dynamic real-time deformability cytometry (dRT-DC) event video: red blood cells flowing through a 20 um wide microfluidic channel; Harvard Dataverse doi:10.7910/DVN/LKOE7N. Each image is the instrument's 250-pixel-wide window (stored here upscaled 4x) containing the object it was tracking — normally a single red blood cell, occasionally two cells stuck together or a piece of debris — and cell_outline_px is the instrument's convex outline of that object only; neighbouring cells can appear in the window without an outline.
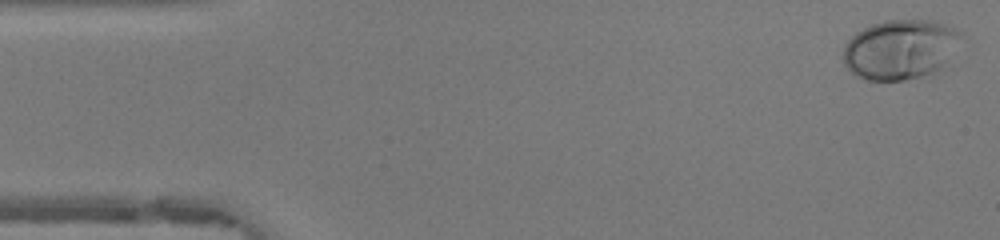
{"species": "human", "species_latin": "Homo sapiens", "temperature_condition": "warm", "stored_images_in_passage": 48, "camera_frame_rate_fps": 3000, "um_per_image_px": 0.085, "donor": {"sex": "female"}, "frame": {"image": 1, "passage_image": 1, "time_ms": 0.0, "image_size_px": [1000, 240], "cell_outline_px": [[964, 32], [940, 68], [932, 72], [920, 76], [904, 80], [868, 80], [856, 76], [844, 64], [844, 48], [848, 40], [856, 32], [872, 24], [884, 20], [932, 20], [944, 24]], "centroid_in_image_um": [76.47, 4.18], "position_along_channel_um": 8.5, "area_um2": 40.4}}
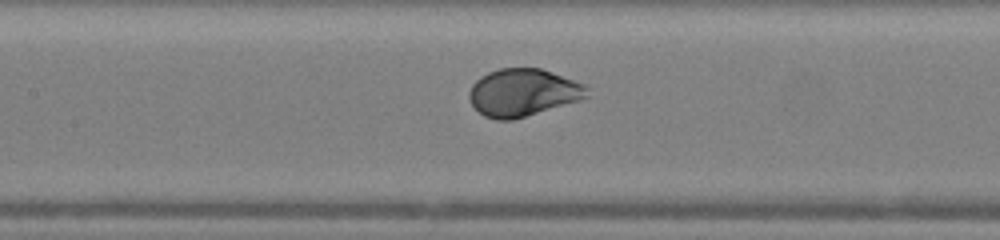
{"frame": {"image": 2, "passage_image": 21, "time_ms": 6.667, "image_size_px": [1000, 240], "cell_outline_px": [[588, 96], [580, 100], [512, 120], [496, 120], [484, 116], [472, 104], [468, 96], [468, 92], [472, 84], [480, 76], [488, 72], [500, 68], [540, 68], [584, 84], [588, 88]], "centroid_in_image_um": [44.42, 7.86], "position_along_channel_um": 163.0, "area_um2": 32.43}}
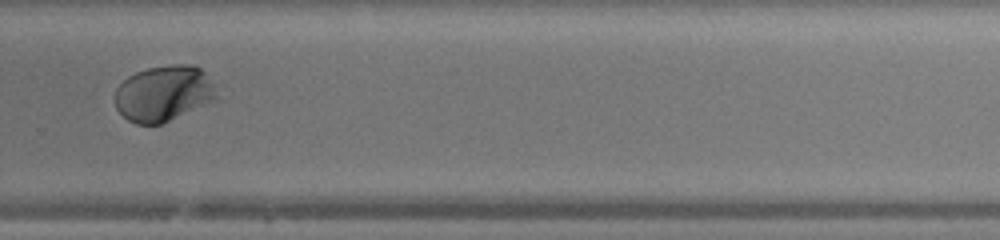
{"frame": {"image": 3, "passage_image": 32, "time_ms": 10.333, "image_size_px": [1000, 240], "cell_outline_px": [[216, 100], [160, 124], [136, 124], [128, 120], [116, 108], [116, 88], [128, 76], [136, 72], [148, 68], [172, 64], [192, 64], [200, 68], [204, 72], [212, 84], [216, 96]], "centroid_in_image_um": [13.89, 7.93], "position_along_channel_um": 315.9, "area_um2": 32.66}, "authors_computed_cell_mechanics": {"area_um2": 33.4951, "velocity_mm_per_s": 4.1911, "shape_relaxation_time_tau1_ms": 3.0903, "shape_relaxation_time_tau2_ms": null, "deformation_change_tau1": 0.1788, "deformation_change_tau2": null}}